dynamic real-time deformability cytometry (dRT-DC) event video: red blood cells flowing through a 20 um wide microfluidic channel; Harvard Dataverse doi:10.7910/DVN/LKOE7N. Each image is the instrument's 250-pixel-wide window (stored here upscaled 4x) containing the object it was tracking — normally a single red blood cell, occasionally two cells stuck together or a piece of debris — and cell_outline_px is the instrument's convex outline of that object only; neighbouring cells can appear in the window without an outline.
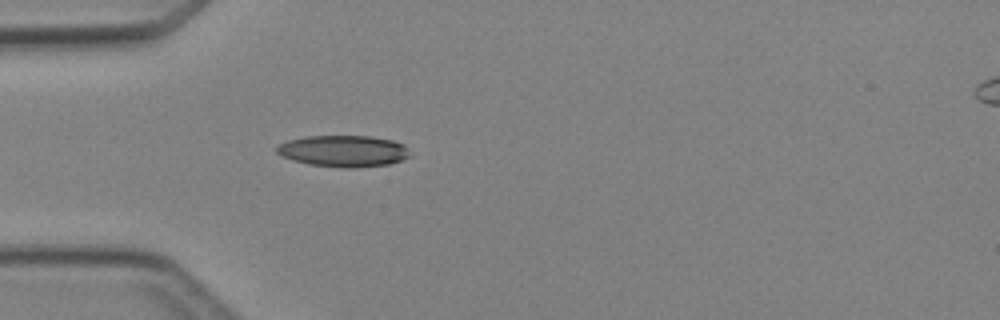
{"species": "Egyptian fruit bat (a non-hibernating species)", "species_latin": "Rousettus aegyptiacus", "temperature_condition": "cold", "stored_images_in_passage": 5, "camera_frame_rate_fps": 3000, "um_per_image_px": 0.085, "animal": {"sex": "female"}, "frame": {"image": 1, "passage_image": 5, "time_ms": 4.667, "image_size_px": [1000, 320], "cell_outline_px": [[408, 156], [400, 160], [388, 164], [356, 168], [344, 168], [308, 164], [280, 156], [276, 152], [276, 148], [280, 144], [288, 140], [304, 136], [368, 136], [392, 140], [404, 144]], "centroid_in_image_um": [29.14, 12.84], "position_along_channel_um": 55.9, "area_um2": 24.28}}